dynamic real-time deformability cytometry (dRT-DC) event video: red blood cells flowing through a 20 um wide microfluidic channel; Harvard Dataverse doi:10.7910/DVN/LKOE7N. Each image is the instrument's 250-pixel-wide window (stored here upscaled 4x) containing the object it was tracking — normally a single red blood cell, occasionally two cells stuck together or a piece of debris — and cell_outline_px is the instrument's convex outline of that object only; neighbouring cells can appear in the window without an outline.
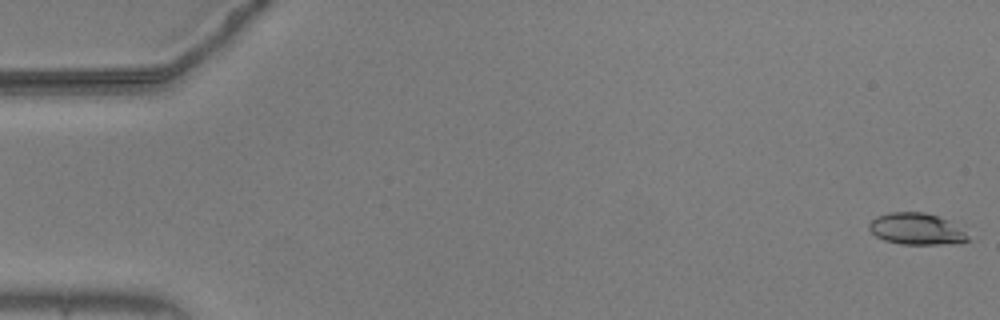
{"species": "common noctule bat (a hibernating species)", "species_latin": "Nyctalus noctula", "temperature_condition": "warm", "stored_images_in_passage": 55, "camera_frame_rate_fps": 3000, "um_per_image_px": 0.085, "animal": {"sex": "male", "body_mass_g": 20.5, "forearm_length_mm": 52.5}, "frame": {"image": 1, "passage_image": 1, "time_ms": 0.0, "image_size_px": [1000, 320], "cell_outline_px": [[968, 240], [940, 244], [900, 244], [884, 240], [876, 236], [868, 228], [868, 224], [876, 216], [888, 212], [924, 212], [948, 220], [964, 232], [968, 236]], "centroid_in_image_um": [77.81, 19.44], "position_along_channel_um": 7.2, "area_um2": 17.86}}
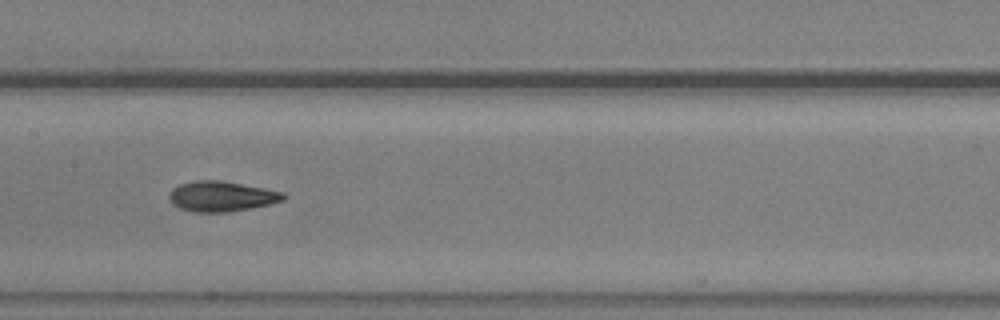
{"frame": {"image": 2, "passage_image": 28, "time_ms": 9.0, "image_size_px": [1000, 320], "cell_outline_px": [[288, 196], [284, 200], [268, 204], [228, 212], [192, 212], [180, 208], [172, 204], [168, 196], [172, 188], [180, 184], [196, 180], [220, 180], [264, 188], [284, 192]], "centroid_in_image_um": [18.81, 16.68], "position_along_channel_um": 188.6, "area_um2": 20.11}}
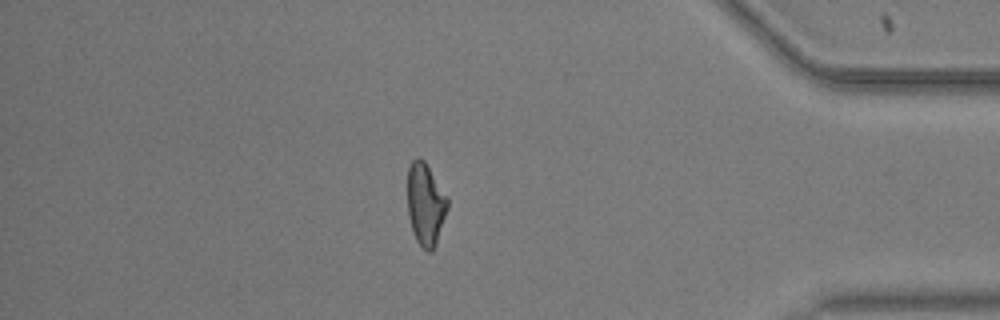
{"frame": {"image": 3, "passage_image": 48, "time_ms": 15.667, "image_size_px": [1000, 320], "cell_outline_px": [[448, 208], [436, 244], [432, 252], [428, 252], [416, 240], [412, 232], [408, 216], [408, 168], [412, 160], [416, 156], [420, 156], [424, 160], [448, 200]], "centroid_in_image_um": [36.15, 17.37], "position_along_channel_um": 399.1, "area_um2": 19.07}}